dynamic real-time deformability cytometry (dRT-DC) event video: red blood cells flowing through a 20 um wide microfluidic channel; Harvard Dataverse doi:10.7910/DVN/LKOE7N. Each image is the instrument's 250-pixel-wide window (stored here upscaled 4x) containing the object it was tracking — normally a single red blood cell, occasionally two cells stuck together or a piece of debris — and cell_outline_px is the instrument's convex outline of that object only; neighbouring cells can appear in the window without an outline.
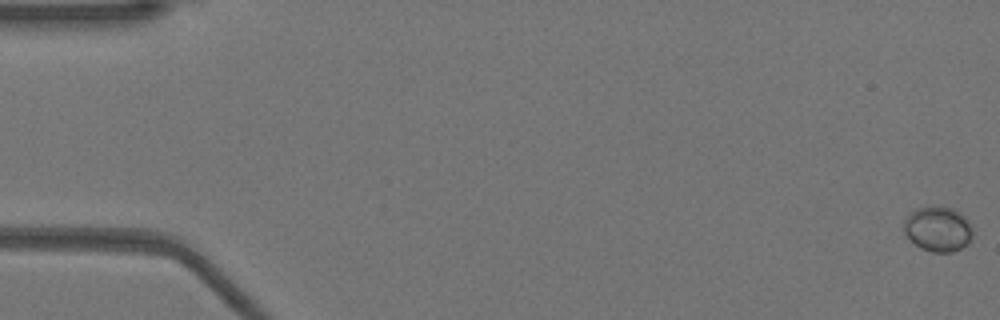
{"species": "Egyptian fruit bat (a non-hibernating species)", "species_latin": "Rousettus aegyptiacus", "temperature_condition": "warm", "stored_images_in_passage": 53, "camera_frame_rate_fps": 3000, "um_per_image_px": 0.085, "animal": {"sex": "female"}, "frame": {"image": 1, "passage_image": 1, "time_ms": 0.0, "image_size_px": [1000, 320], "cell_outline_px": [[972, 236], [968, 244], [952, 252], [932, 252], [920, 248], [908, 240], [904, 232], [904, 220], [908, 212], [916, 208], [932, 204], [952, 208], [960, 212], [968, 220], [972, 228]], "centroid_in_image_um": [79.69, 19.43], "position_along_channel_um": 5.3, "area_um2": 18.61}}
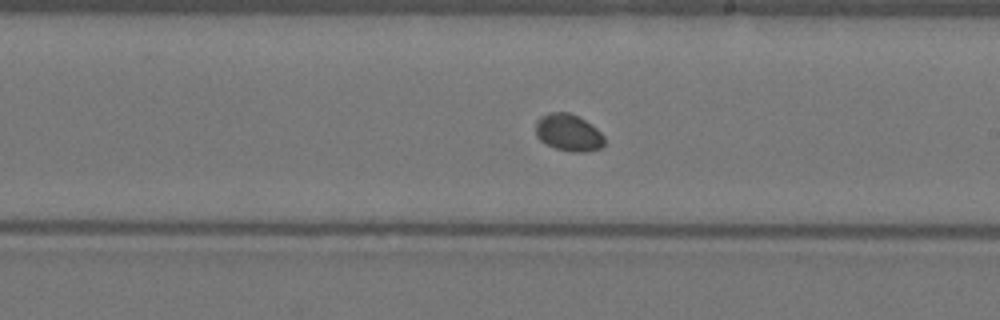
{"frame": {"image": 2, "passage_image": 31, "time_ms": 10.0, "image_size_px": [1000, 320], "cell_outline_px": [[604, 144], [600, 148], [584, 152], [572, 152], [556, 148], [540, 140], [536, 136], [536, 120], [540, 116], [548, 112], [568, 112], [584, 120], [596, 128], [604, 136]], "centroid_in_image_um": [48.3, 11.26], "position_along_channel_um": 240.7, "area_um2": 14.74}}
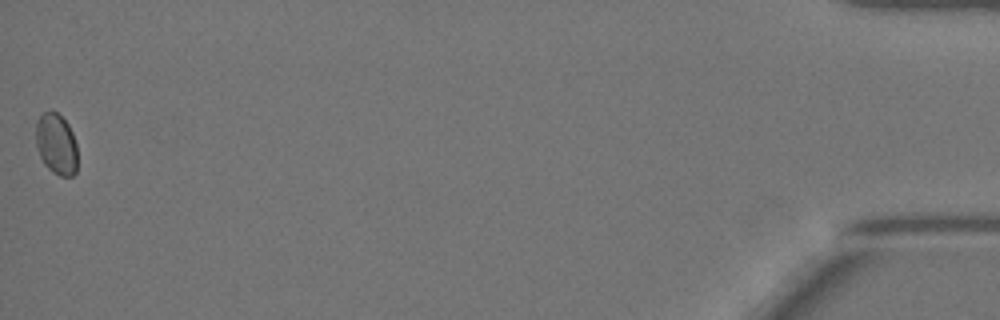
{"frame": {"image": 3, "passage_image": 53, "time_ms": 17.333, "image_size_px": [1000, 320], "cell_outline_px": [[76, 172], [72, 176], [60, 176], [52, 172], [44, 164], [40, 156], [36, 144], [36, 120], [44, 112], [52, 108], [68, 124], [72, 132], [76, 144]], "centroid_in_image_um": [4.77, 12.23], "position_along_channel_um": 430.4, "area_um2": 14.85}}